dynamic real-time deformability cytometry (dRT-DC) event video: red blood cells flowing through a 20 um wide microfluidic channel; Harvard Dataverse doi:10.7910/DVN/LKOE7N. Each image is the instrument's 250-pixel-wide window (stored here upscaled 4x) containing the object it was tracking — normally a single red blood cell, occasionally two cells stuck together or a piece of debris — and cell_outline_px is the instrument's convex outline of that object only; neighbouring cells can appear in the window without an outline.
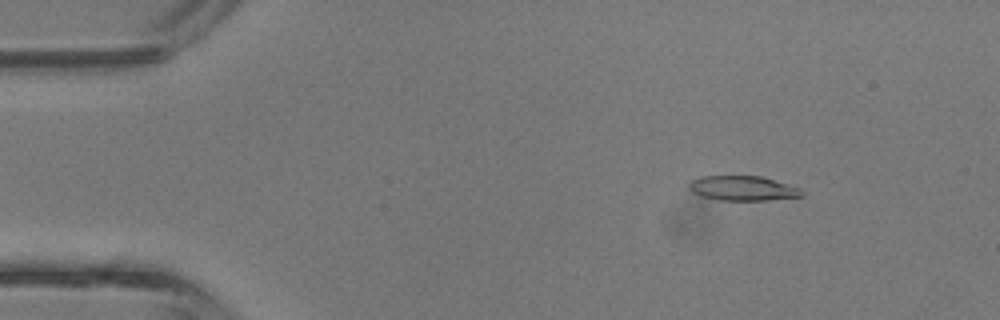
{"species": "common noctule bat (a hibernating species)", "species_latin": "Nyctalus noctula", "temperature_condition": "room temperature", "stored_images_in_passage": 3, "camera_frame_rate_fps": 3000, "um_per_image_px": 0.085, "animal": {"sex": "male", "body_mass_g": 13.3}, "frame": {"image": 1, "passage_image": 2, "time_ms": 0.333, "image_size_px": [1000, 320], "cell_outline_px": [[804, 196], [768, 200], [720, 200], [704, 196], [692, 192], [688, 188], [688, 184], [692, 180], [700, 176], [760, 176], [788, 184], [800, 188], [804, 192]], "centroid_in_image_um": [63.15, 16.0], "position_along_channel_um": 21.8, "area_um2": 16.18}}